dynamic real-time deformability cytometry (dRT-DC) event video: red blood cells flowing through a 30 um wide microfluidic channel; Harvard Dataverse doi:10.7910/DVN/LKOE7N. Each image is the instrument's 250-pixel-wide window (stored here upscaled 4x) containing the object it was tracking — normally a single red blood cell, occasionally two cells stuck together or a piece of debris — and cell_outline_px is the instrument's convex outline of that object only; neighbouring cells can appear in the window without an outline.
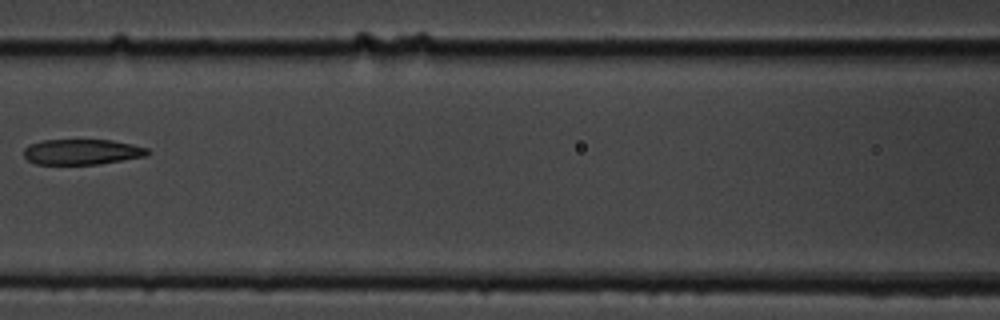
{"species": "common noctule bat (a hibernating species)", "species_latin": "Nyctalus noctula", "temperature_condition": "cold", "stored_images_in_passage": 6, "camera_frame_rate_fps": 3000, "um_per_image_px": 0.085, "animal": {"sex": "male", "body_mass_g": 19.5, "forearm_length_mm": 54.6}, "frame": {"image": 1, "passage_image": 3, "time_ms": 2.333, "image_size_px": [1000, 320], "cell_outline_px": [[152, 152], [148, 156], [100, 164], [36, 164], [28, 160], [24, 156], [24, 148], [28, 144], [40, 140], [112, 140], [132, 144], [148, 148]], "centroid_in_image_um": [6.99, 12.91], "position_along_channel_um": 159.6, "area_um2": 18.61}}
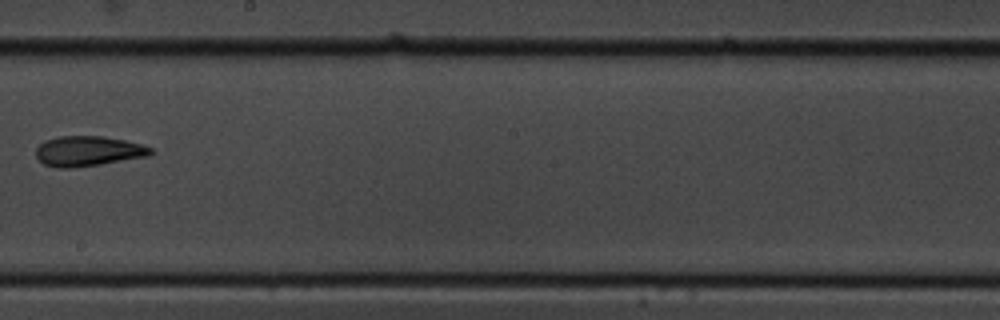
{"frame": {"image": 2, "passage_image": 5, "time_ms": 4.667, "image_size_px": [1000, 320], "cell_outline_px": [[152, 152], [148, 156], [100, 164], [64, 168], [60, 168], [44, 164], [36, 156], [36, 148], [44, 140], [60, 136], [100, 136], [124, 140], [140, 144], [152, 148]], "centroid_in_image_um": [7.46, 12.83], "position_along_channel_um": 240.7, "area_um2": 19.83}}
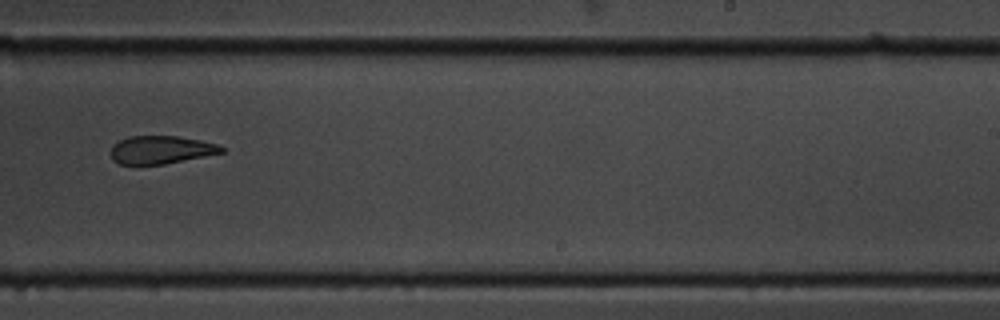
{"frame": {"image": 3, "passage_image": 6, "time_ms": 5.667, "image_size_px": [1000, 320], "cell_outline_px": [[224, 152], [164, 164], [120, 164], [112, 160], [112, 144], [128, 136], [180, 136], [200, 140], [216, 144], [224, 148]], "centroid_in_image_um": [13.66, 12.72], "position_along_channel_um": 275.3, "area_um2": 17.92}}